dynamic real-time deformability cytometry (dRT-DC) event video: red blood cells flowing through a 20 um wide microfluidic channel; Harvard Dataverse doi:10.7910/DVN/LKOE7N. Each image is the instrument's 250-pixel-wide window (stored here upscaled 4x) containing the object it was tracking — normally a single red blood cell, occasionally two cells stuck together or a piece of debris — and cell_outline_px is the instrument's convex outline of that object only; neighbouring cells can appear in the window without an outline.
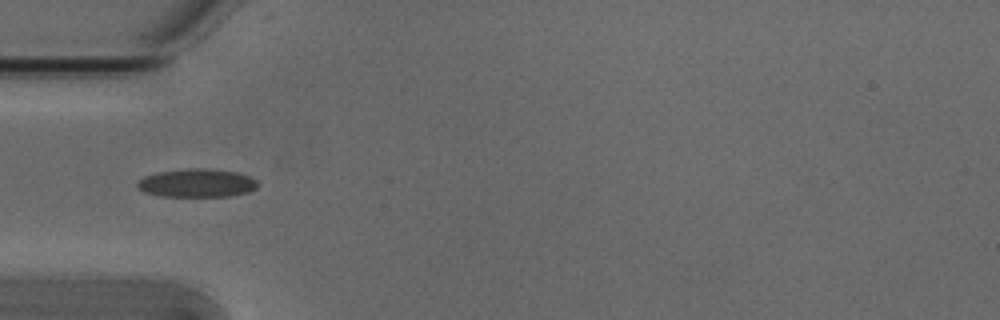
{"species": "Egyptian fruit bat (a non-hibernating species)", "species_latin": "Rousettus aegyptiacus", "temperature_condition": "cold", "stored_images_in_passage": 5, "camera_frame_rate_fps": 3000, "um_per_image_px": 0.085, "animal": {"sex": "male"}, "frame": {"image": 1, "passage_image": 3, "time_ms": 0.667, "image_size_px": [1000, 320], "cell_outline_px": [[260, 184], [256, 188], [248, 192], [228, 196], [160, 196], [144, 192], [136, 188], [136, 184], [144, 176], [156, 172], [188, 168], [204, 168], [236, 172], [248, 176], [256, 180]], "centroid_in_image_um": [16.71, 15.55], "position_along_channel_um": 68.3, "area_um2": 19.94}}